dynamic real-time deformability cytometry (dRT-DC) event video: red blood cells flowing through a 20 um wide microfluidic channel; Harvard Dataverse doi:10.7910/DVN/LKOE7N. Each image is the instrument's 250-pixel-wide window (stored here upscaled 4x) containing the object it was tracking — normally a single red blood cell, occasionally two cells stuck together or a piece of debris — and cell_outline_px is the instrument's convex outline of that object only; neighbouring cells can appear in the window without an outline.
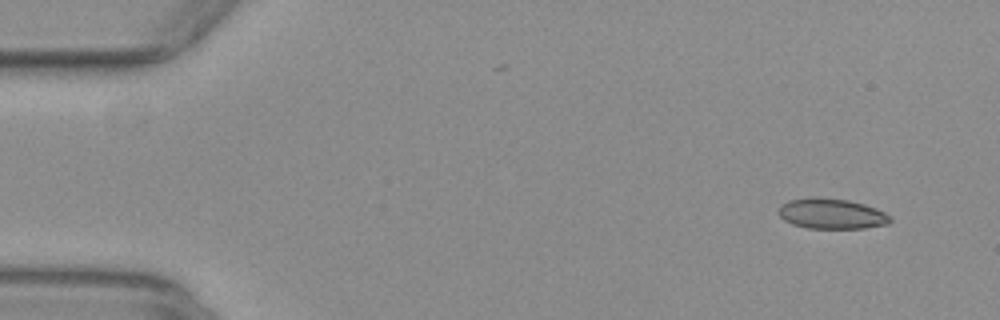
{"species": "common noctule bat (a hibernating species)", "species_latin": "Nyctalus noctula", "temperature_condition": "warm", "stored_images_in_passage": 52, "camera_frame_rate_fps": 3000, "um_per_image_px": 0.085, "animal": {"sex": "female", "body_mass_g": 29.2, "forearm_length_mm": 56.3}, "frame": {"image": 1, "passage_image": 3, "time_ms": 0.667, "image_size_px": [1000, 320], "cell_outline_px": [[892, 220], [888, 224], [864, 228], [808, 228], [792, 224], [784, 220], [776, 212], [780, 204], [788, 200], [848, 200], [864, 204], [876, 208], [892, 216]], "centroid_in_image_um": [70.71, 18.21], "position_along_channel_um": 14.3, "area_um2": 19.19}}
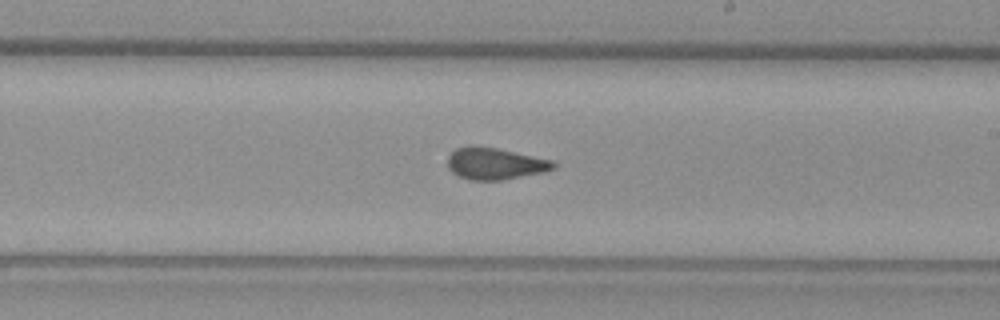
{"frame": {"image": 2, "passage_image": 30, "time_ms": 9.667, "image_size_px": [1000, 320], "cell_outline_px": [[556, 168], [544, 172], [500, 180], [468, 180], [456, 176], [448, 168], [448, 156], [456, 148], [472, 144], [496, 148], [552, 160], [556, 164]], "centroid_in_image_um": [42.04, 13.9], "position_along_channel_um": 247.0, "area_um2": 19.71}}
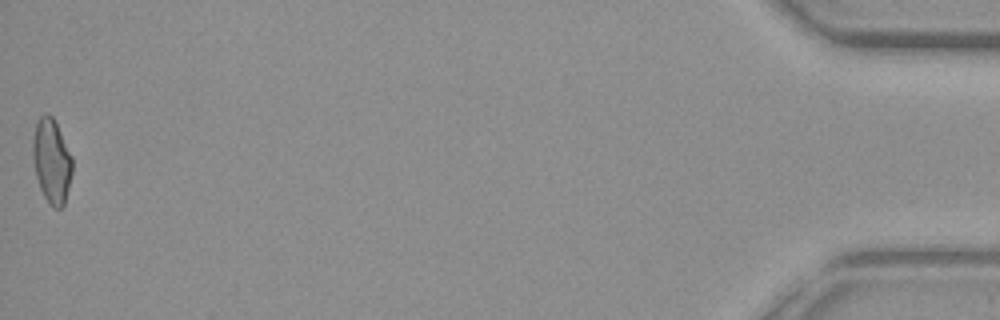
{"frame": {"image": 3, "passage_image": 52, "time_ms": 17.0, "image_size_px": [1000, 320], "cell_outline_px": [[72, 172], [64, 204], [60, 208], [52, 208], [48, 204], [40, 188], [36, 176], [32, 156], [32, 140], [36, 120], [44, 112], [48, 112], [52, 116], [72, 156]], "centroid_in_image_um": [4.36, 13.66], "position_along_channel_um": 430.8, "area_um2": 19.54}, "authors_computed_cell_mechanics": {"area_um2": 19.7098, "velocity_mm_per_s": 3.9156, "shape_relaxation_time_tau1_ms": null, "shape_relaxation_time_tau2_ms": 1.5437, "deformation_change_tau1": null, "deformation_change_tau2": 0.0636}}